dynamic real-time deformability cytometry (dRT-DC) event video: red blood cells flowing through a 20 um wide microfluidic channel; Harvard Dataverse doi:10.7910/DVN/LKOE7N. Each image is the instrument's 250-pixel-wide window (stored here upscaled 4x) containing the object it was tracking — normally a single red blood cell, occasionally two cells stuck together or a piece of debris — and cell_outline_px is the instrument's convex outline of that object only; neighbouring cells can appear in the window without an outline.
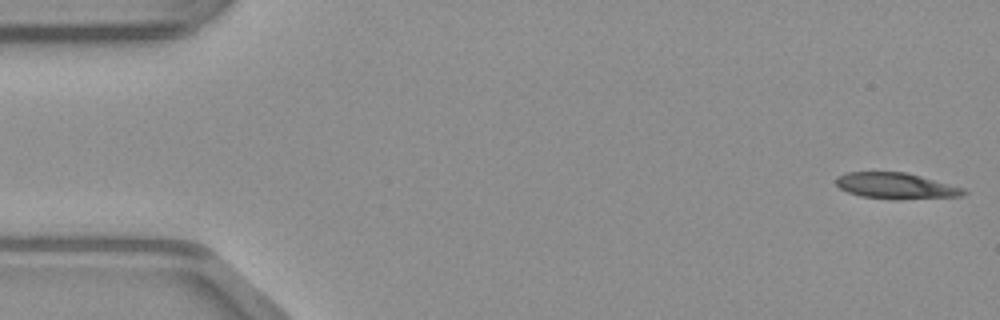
{"species": "common noctule bat (a hibernating species)", "species_latin": "Nyctalus noctula", "temperature_condition": "warm", "stored_images_in_passage": 48, "camera_frame_rate_fps": 3000, "um_per_image_px": 0.085, "animal": {"sex": "male", "body_mass_g": 23.1, "forearm_length_mm": 52.7}, "frame": {"image": 1, "passage_image": 1, "time_ms": 0.0, "image_size_px": [1000, 320], "cell_outline_px": [[968, 192], [964, 196], [896, 200], [892, 200], [860, 196], [848, 192], [840, 188], [836, 184], [836, 176], [844, 172], [904, 172], [920, 176], [964, 188]], "centroid_in_image_um": [76.15, 15.81], "position_along_channel_um": 8.9, "area_um2": 19.54}}
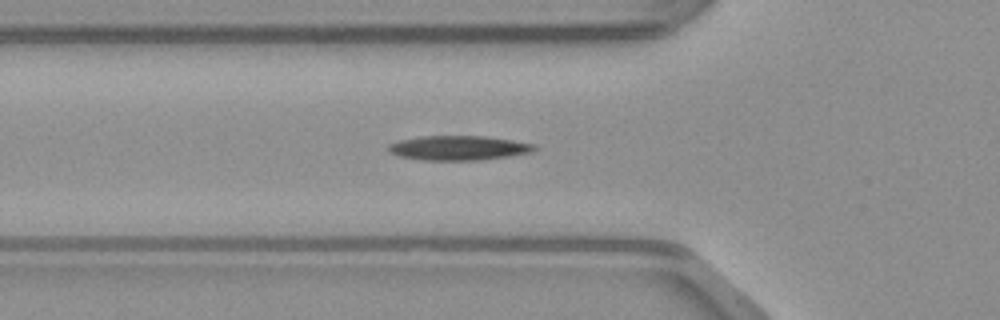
{"frame": {"image": 2, "passage_image": 16, "time_ms": 5.0, "image_size_px": [1000, 320], "cell_outline_px": [[536, 148], [532, 152], [508, 156], [480, 160], [424, 160], [400, 156], [388, 152], [388, 144], [400, 140], [420, 136], [484, 136], [512, 140], [536, 144]], "centroid_in_image_um": [38.97, 12.57], "position_along_channel_um": 86.8, "area_um2": 20.81}}
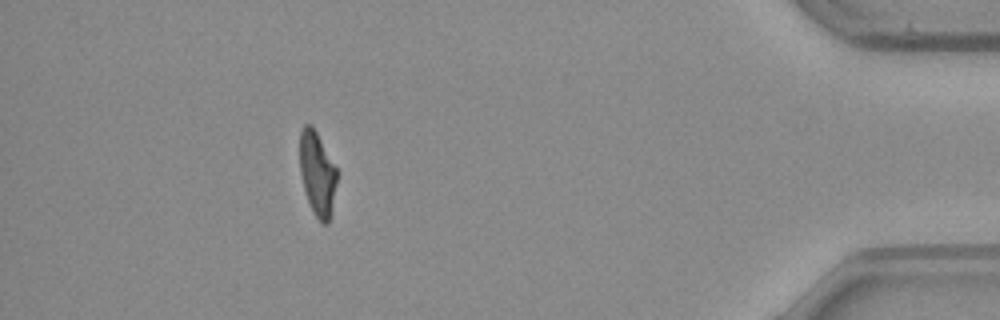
{"frame": {"image": 3, "passage_image": 43, "time_ms": 14.0, "image_size_px": [1000, 320], "cell_outline_px": [[336, 184], [328, 224], [324, 224], [316, 216], [308, 200], [304, 188], [300, 172], [300, 132], [304, 124], [312, 124], [336, 168]], "centroid_in_image_um": [26.95, 14.71], "position_along_channel_um": 408.3, "area_um2": 17.63}}